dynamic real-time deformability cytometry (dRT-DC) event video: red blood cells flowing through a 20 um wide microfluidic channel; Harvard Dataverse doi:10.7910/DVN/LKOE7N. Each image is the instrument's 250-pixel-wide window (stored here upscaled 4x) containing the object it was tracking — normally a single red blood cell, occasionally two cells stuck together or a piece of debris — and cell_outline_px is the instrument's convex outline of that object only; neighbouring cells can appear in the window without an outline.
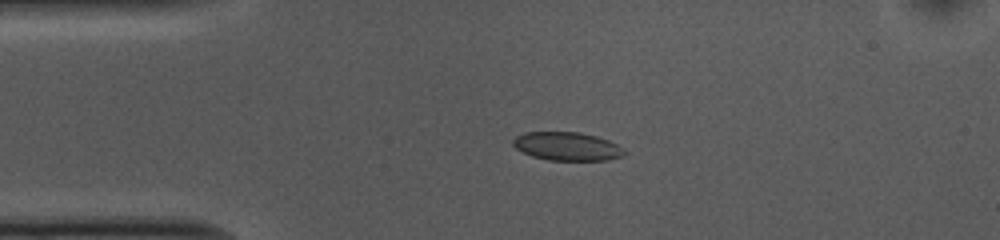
{"species": "common noctule bat (a hibernating species)", "species_latin": "Nyctalus noctula", "temperature_condition": "cold", "stored_images_in_passage": 43, "camera_frame_rate_fps": 3000, "um_per_image_px": 0.085, "animal": {"sex": "female", "body_mass_g": 10.0, "forearm_length_mm": 53.1}, "frame": {"image": 1, "passage_image": 1, "time_ms": 0.0, "image_size_px": [1000, 240], "cell_outline_px": [[628, 152], [624, 156], [608, 160], [548, 160], [532, 156], [516, 148], [512, 144], [512, 140], [516, 136], [524, 132], [580, 132], [596, 136], [608, 140], [624, 148]], "centroid_in_image_um": [48.23, 12.44], "position_along_channel_um": 36.8, "area_um2": 18.55}}
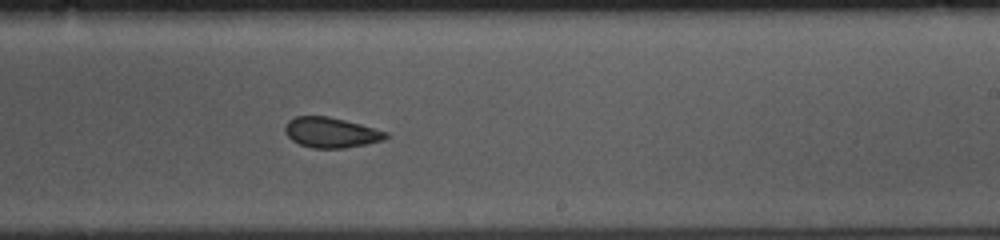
{"frame": {"image": 2, "passage_image": 21, "time_ms": 6.667, "image_size_px": [1000, 240], "cell_outline_px": [[388, 136], [384, 140], [368, 144], [344, 148], [312, 148], [300, 144], [292, 140], [284, 132], [284, 128], [288, 120], [296, 116], [328, 116], [360, 124], [388, 132]], "centroid_in_image_um": [28.13, 11.27], "position_along_channel_um": 260.9, "area_um2": 17.8}}
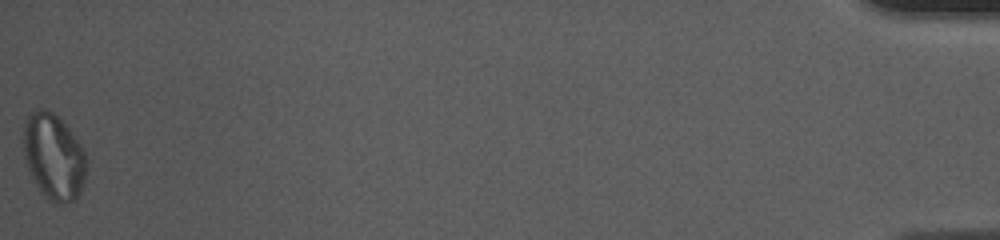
{"frame": {"image": 3, "passage_image": 43, "time_ms": 14.0, "image_size_px": [1000, 240], "cell_outline_px": [[88, 164], [84, 180], [80, 192], [76, 200], [64, 204], [60, 204], [48, 200], [36, 184], [28, 168], [24, 156], [24, 120], [28, 112], [36, 108], [44, 108], [52, 112], [68, 128], [84, 152], [88, 160]], "centroid_in_image_um": [4.56, 13.32], "position_along_channel_um": 430.6, "area_um2": 31.56}, "authors_computed_cell_mechanics": {"area_um2": 18.6694, "velocity_mm_per_s": 3.7175, "shape_relaxation_time_tau1_ms": 6.4211, "shape_relaxation_time_tau2_ms": 4.6348, "deformation_change_tau1": 0.0861, "deformation_change_tau2": 0.0742}}